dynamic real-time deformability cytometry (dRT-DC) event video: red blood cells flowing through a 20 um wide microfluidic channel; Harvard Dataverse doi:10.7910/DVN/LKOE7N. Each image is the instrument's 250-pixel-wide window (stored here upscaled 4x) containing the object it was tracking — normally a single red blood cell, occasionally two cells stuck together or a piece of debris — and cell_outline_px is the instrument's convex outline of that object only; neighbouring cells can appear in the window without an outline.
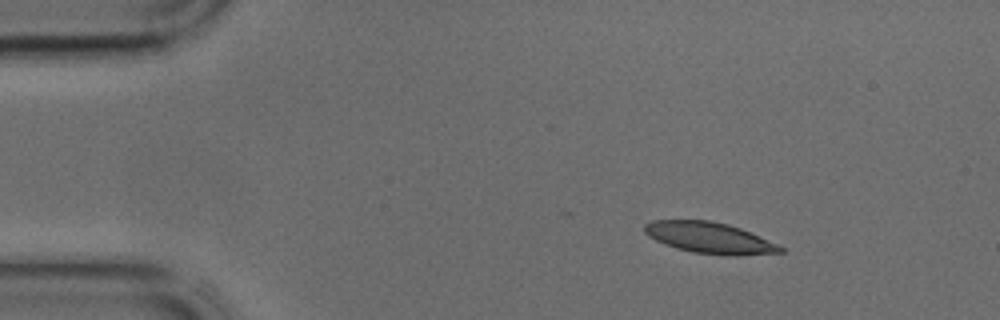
{"species": "common noctule bat (a hibernating species)", "species_latin": "Nyctalus noctula", "temperature_condition": "cold", "stored_images_in_passage": 38, "camera_frame_rate_fps": 3000, "um_per_image_px": 0.085, "animal": {"sex": "male", "body_mass_g": 17.9, "forearm_length_mm": 54.2}, "frame": {"image": 1, "passage_image": 1, "time_ms": 0.0, "image_size_px": [1000, 320], "cell_outline_px": [[784, 252], [736, 256], [732, 256], [692, 252], [676, 248], [664, 244], [648, 236], [644, 232], [644, 224], [652, 220], [708, 220], [728, 224], [740, 228], [776, 244], [784, 248]], "centroid_in_image_um": [60.27, 20.21], "position_along_channel_um": 24.7, "area_um2": 24.51}}
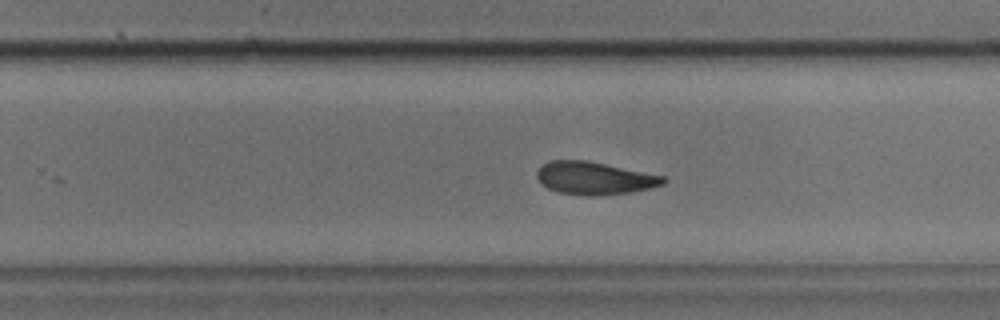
{"frame": {"image": 2, "passage_image": 22, "time_ms": 7.0, "image_size_px": [1000, 320], "cell_outline_px": [[668, 180], [664, 184], [652, 188], [628, 192], [600, 196], [584, 196], [556, 192], [540, 184], [536, 176], [536, 172], [548, 160], [588, 160], [664, 176]], "centroid_in_image_um": [50.51, 15.15], "position_along_channel_um": 279.3, "area_um2": 24.39}}
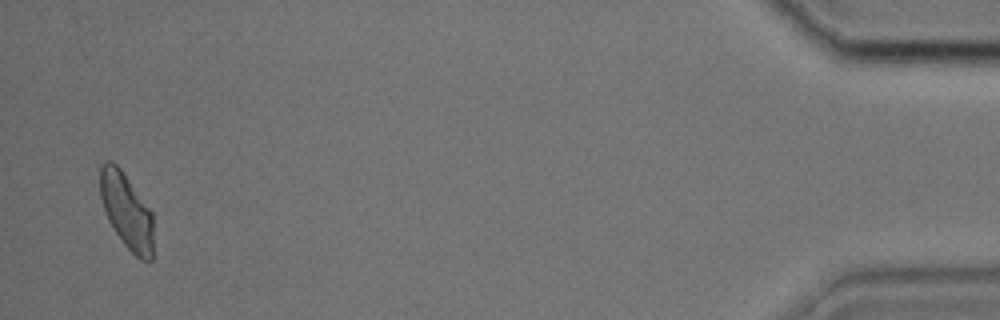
{"frame": {"image": 3, "passage_image": 37, "time_ms": 12.0, "image_size_px": [1000, 320], "cell_outline_px": [[152, 260], [140, 260], [124, 244], [108, 220], [100, 196], [100, 168], [104, 160], [112, 160], [120, 168], [152, 212]], "centroid_in_image_um": [10.74, 17.9], "position_along_channel_um": 424.5, "area_um2": 23.12}}